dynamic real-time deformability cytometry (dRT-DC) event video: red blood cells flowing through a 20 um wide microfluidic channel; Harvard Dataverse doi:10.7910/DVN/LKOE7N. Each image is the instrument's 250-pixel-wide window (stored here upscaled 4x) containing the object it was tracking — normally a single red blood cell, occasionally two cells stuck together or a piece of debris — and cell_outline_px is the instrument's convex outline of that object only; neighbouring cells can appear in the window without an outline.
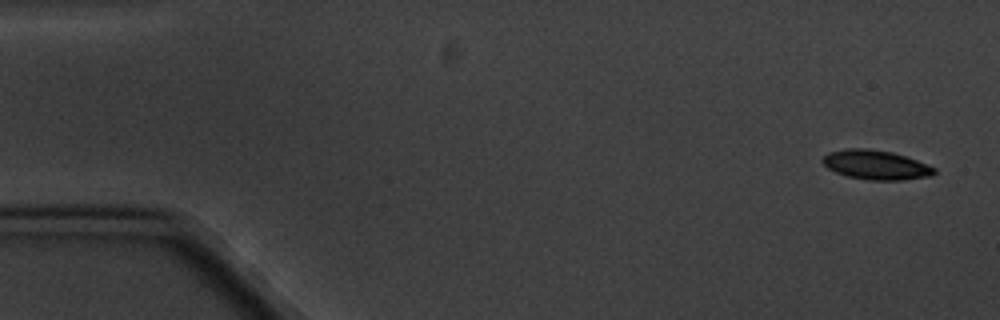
{"species": "common noctule bat (a hibernating species)", "species_latin": "Nyctalus noctula", "temperature_condition": "cold", "stored_images_in_passage": 6, "camera_frame_rate_fps": 3000, "um_per_image_px": 0.085, "animal": {"sex": "male", "body_mass_g": 20.1, "forearm_length_mm": 53.5}, "frame": {"image": 1, "passage_image": 1, "time_ms": 0.0, "image_size_px": [1000, 320], "cell_outline_px": [[936, 172], [932, 176], [900, 180], [868, 180], [848, 176], [836, 172], [828, 168], [820, 160], [828, 152], [844, 148], [868, 148], [892, 152], [916, 160], [936, 168]], "centroid_in_image_um": [74.43, 14.01], "position_along_channel_um": 10.6, "area_um2": 19.13}}
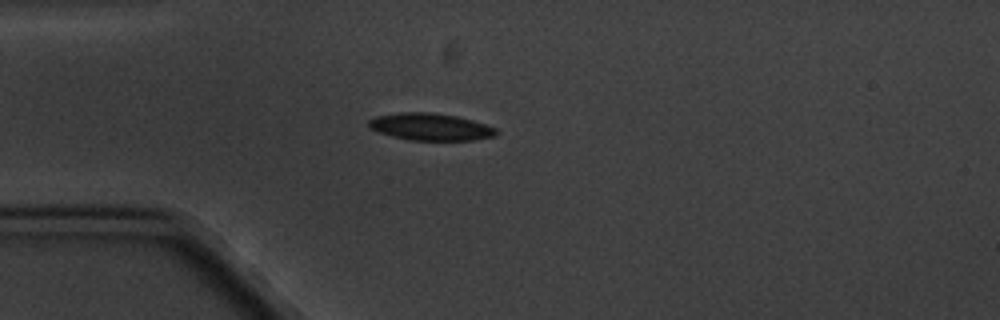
{"frame": {"image": 2, "passage_image": 4, "time_ms": 4.333, "image_size_px": [1000, 320], "cell_outline_px": [[500, 132], [496, 136], [472, 140], [408, 140], [392, 136], [368, 128], [368, 120], [376, 116], [400, 112], [432, 112], [456, 116], [472, 120], [496, 128]], "centroid_in_image_um": [36.59, 10.78], "position_along_channel_um": 48.4, "area_um2": 20.23}}